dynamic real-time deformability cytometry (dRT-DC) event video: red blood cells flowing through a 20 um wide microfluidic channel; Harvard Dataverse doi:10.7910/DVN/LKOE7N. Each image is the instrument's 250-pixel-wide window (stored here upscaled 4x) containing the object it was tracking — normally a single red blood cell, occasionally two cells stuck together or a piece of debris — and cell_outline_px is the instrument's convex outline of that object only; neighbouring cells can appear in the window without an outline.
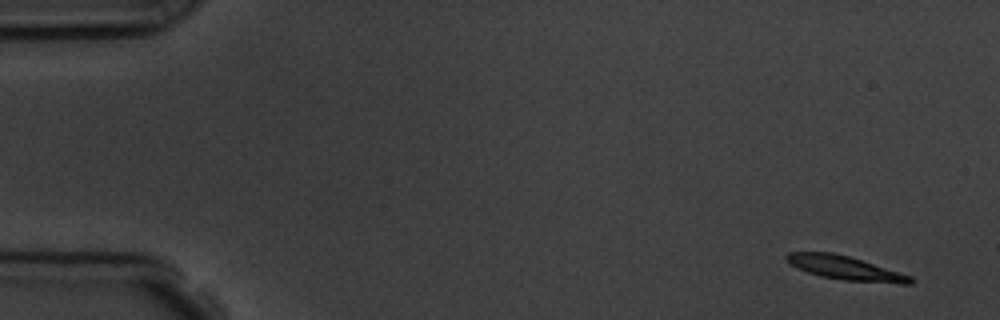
{"species": "common noctule bat (a hibernating species)", "species_latin": "Nyctalus noctula", "temperature_condition": "room temperature", "stored_images_in_passage": 4, "camera_frame_rate_fps": 3000, "um_per_image_px": 0.085, "animal": {"sex": "male", "body_mass_g": 19.5, "forearm_length_mm": 54.6}, "frame": {"image": 1, "passage_image": 1, "time_ms": 0.0, "image_size_px": [1000, 320], "cell_outline_px": [[916, 280], [912, 284], [900, 284], [844, 280], [820, 276], [808, 272], [792, 264], [784, 256], [788, 252], [832, 252], [848, 256], [912, 276]], "centroid_in_image_um": [71.91, 22.79], "position_along_channel_um": 13.1, "area_um2": 16.99}}
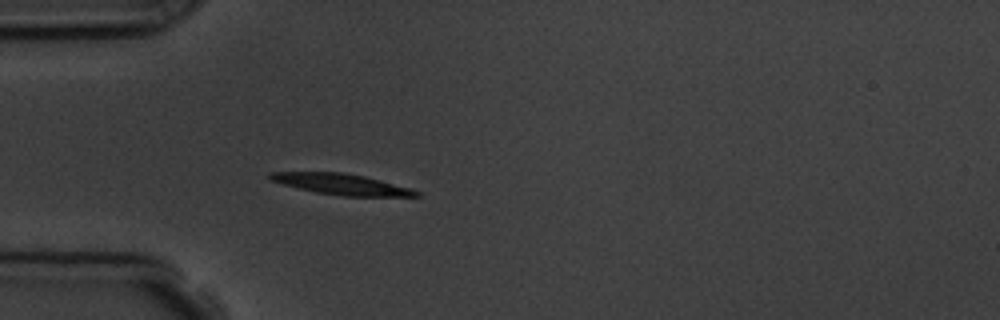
{"frame": {"image": 2, "passage_image": 4, "time_ms": 4.333, "image_size_px": [1000, 320], "cell_outline_px": [[420, 196], [344, 196], [316, 192], [284, 184], [272, 180], [268, 176], [268, 172], [340, 172], [364, 176], [412, 188], [420, 192]], "centroid_in_image_um": [29.07, 15.65], "position_along_channel_um": 55.9, "area_um2": 17.51}}